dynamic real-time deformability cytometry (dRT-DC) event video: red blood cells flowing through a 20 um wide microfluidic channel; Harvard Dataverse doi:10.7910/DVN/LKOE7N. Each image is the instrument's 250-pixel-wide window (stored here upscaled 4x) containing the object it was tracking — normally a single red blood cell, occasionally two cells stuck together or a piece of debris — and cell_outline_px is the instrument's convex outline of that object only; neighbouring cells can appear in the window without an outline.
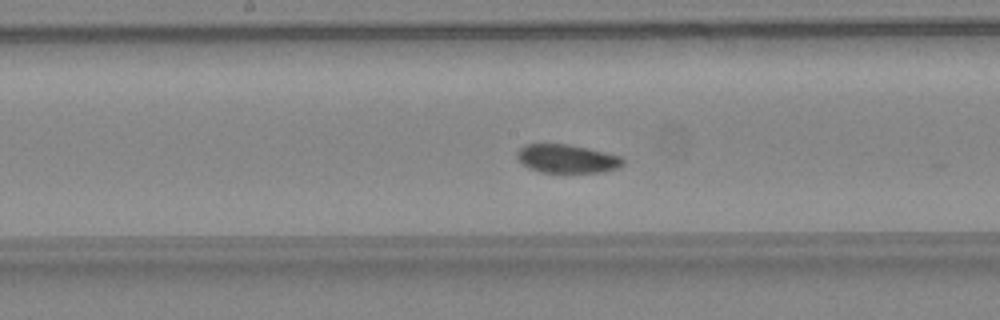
{"species": "common noctule bat (a hibernating species)", "species_latin": "Nyctalus noctula", "temperature_condition": "warm", "stored_images_in_passage": 35, "camera_frame_rate_fps": 3000, "um_per_image_px": 0.085, "animal": {"sex": "female", "body_mass_g": 24.6, "forearm_length_mm": 56.2}, "frame": {"image": 1, "passage_image": 20, "time_ms": 6.333, "image_size_px": [1000, 320], "cell_outline_px": [[624, 164], [616, 168], [604, 172], [540, 172], [528, 168], [516, 156], [516, 152], [524, 144], [568, 144], [588, 148], [620, 156], [624, 160]], "centroid_in_image_um": [48.18, 13.49], "position_along_channel_um": 200.0, "area_um2": 17.51}}
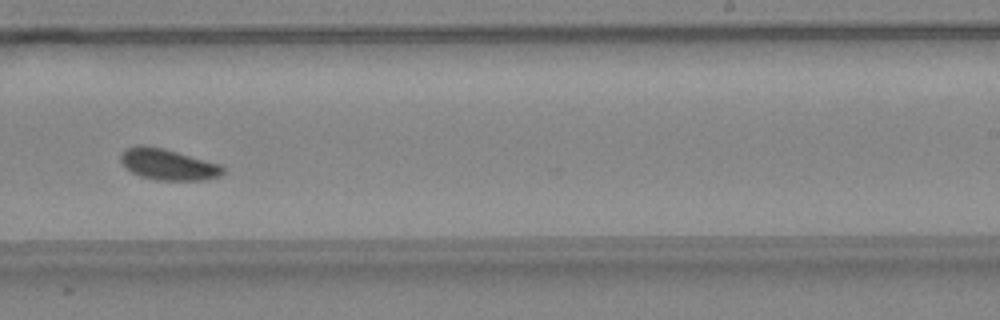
{"frame": {"image": 2, "passage_image": 25, "time_ms": 8.0, "image_size_px": [1000, 320], "cell_outline_px": [[224, 172], [220, 176], [204, 180], [156, 180], [140, 176], [132, 172], [120, 160], [120, 156], [124, 148], [140, 144], [144, 144], [164, 148], [220, 164], [224, 168]], "centroid_in_image_um": [14.27, 13.96], "position_along_channel_um": 274.7, "area_um2": 18.61}}